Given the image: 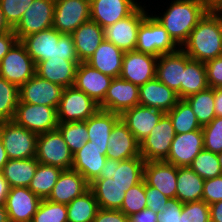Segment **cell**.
<instances>
[{
  "instance_id": "obj_1",
  "label": "cell",
  "mask_w": 222,
  "mask_h": 222,
  "mask_svg": "<svg viewBox=\"0 0 222 222\" xmlns=\"http://www.w3.org/2000/svg\"><path fill=\"white\" fill-rule=\"evenodd\" d=\"M166 11L153 17L165 28L172 40L181 47L191 31L209 11L205 0H171Z\"/></svg>"
},
{
  "instance_id": "obj_2",
  "label": "cell",
  "mask_w": 222,
  "mask_h": 222,
  "mask_svg": "<svg viewBox=\"0 0 222 222\" xmlns=\"http://www.w3.org/2000/svg\"><path fill=\"white\" fill-rule=\"evenodd\" d=\"M180 49L191 59L206 62L222 56V25L208 11L191 31Z\"/></svg>"
},
{
  "instance_id": "obj_3",
  "label": "cell",
  "mask_w": 222,
  "mask_h": 222,
  "mask_svg": "<svg viewBox=\"0 0 222 222\" xmlns=\"http://www.w3.org/2000/svg\"><path fill=\"white\" fill-rule=\"evenodd\" d=\"M148 13L140 24L137 34L136 51L159 57L173 53L180 47L172 40L165 28Z\"/></svg>"
},
{
  "instance_id": "obj_4",
  "label": "cell",
  "mask_w": 222,
  "mask_h": 222,
  "mask_svg": "<svg viewBox=\"0 0 222 222\" xmlns=\"http://www.w3.org/2000/svg\"><path fill=\"white\" fill-rule=\"evenodd\" d=\"M37 136L13 120L0 122V139L9 159L34 158Z\"/></svg>"
},
{
  "instance_id": "obj_5",
  "label": "cell",
  "mask_w": 222,
  "mask_h": 222,
  "mask_svg": "<svg viewBox=\"0 0 222 222\" xmlns=\"http://www.w3.org/2000/svg\"><path fill=\"white\" fill-rule=\"evenodd\" d=\"M35 157L41 164L62 170H69L73 165V154L57 129L37 136Z\"/></svg>"
},
{
  "instance_id": "obj_6",
  "label": "cell",
  "mask_w": 222,
  "mask_h": 222,
  "mask_svg": "<svg viewBox=\"0 0 222 222\" xmlns=\"http://www.w3.org/2000/svg\"><path fill=\"white\" fill-rule=\"evenodd\" d=\"M13 121L37 135L54 131L58 127L57 108L18 102Z\"/></svg>"
},
{
  "instance_id": "obj_7",
  "label": "cell",
  "mask_w": 222,
  "mask_h": 222,
  "mask_svg": "<svg viewBox=\"0 0 222 222\" xmlns=\"http://www.w3.org/2000/svg\"><path fill=\"white\" fill-rule=\"evenodd\" d=\"M99 110L83 91L74 86L64 88L57 108L58 123L86 121Z\"/></svg>"
},
{
  "instance_id": "obj_8",
  "label": "cell",
  "mask_w": 222,
  "mask_h": 222,
  "mask_svg": "<svg viewBox=\"0 0 222 222\" xmlns=\"http://www.w3.org/2000/svg\"><path fill=\"white\" fill-rule=\"evenodd\" d=\"M145 7L140 4L129 16L103 28L104 40L113 43L123 52L135 50L138 29L150 11H146Z\"/></svg>"
},
{
  "instance_id": "obj_9",
  "label": "cell",
  "mask_w": 222,
  "mask_h": 222,
  "mask_svg": "<svg viewBox=\"0 0 222 222\" xmlns=\"http://www.w3.org/2000/svg\"><path fill=\"white\" fill-rule=\"evenodd\" d=\"M36 74V64L17 41L0 61V77L20 87Z\"/></svg>"
},
{
  "instance_id": "obj_10",
  "label": "cell",
  "mask_w": 222,
  "mask_h": 222,
  "mask_svg": "<svg viewBox=\"0 0 222 222\" xmlns=\"http://www.w3.org/2000/svg\"><path fill=\"white\" fill-rule=\"evenodd\" d=\"M176 135L170 117L165 113L150 134L140 142V155L147 161L165 160Z\"/></svg>"
},
{
  "instance_id": "obj_11",
  "label": "cell",
  "mask_w": 222,
  "mask_h": 222,
  "mask_svg": "<svg viewBox=\"0 0 222 222\" xmlns=\"http://www.w3.org/2000/svg\"><path fill=\"white\" fill-rule=\"evenodd\" d=\"M55 0H33L21 20L13 28L18 41L53 27Z\"/></svg>"
},
{
  "instance_id": "obj_12",
  "label": "cell",
  "mask_w": 222,
  "mask_h": 222,
  "mask_svg": "<svg viewBox=\"0 0 222 222\" xmlns=\"http://www.w3.org/2000/svg\"><path fill=\"white\" fill-rule=\"evenodd\" d=\"M90 20V0H55L53 28L61 34H72Z\"/></svg>"
},
{
  "instance_id": "obj_13",
  "label": "cell",
  "mask_w": 222,
  "mask_h": 222,
  "mask_svg": "<svg viewBox=\"0 0 222 222\" xmlns=\"http://www.w3.org/2000/svg\"><path fill=\"white\" fill-rule=\"evenodd\" d=\"M64 88L37 74L19 87V101L58 108Z\"/></svg>"
},
{
  "instance_id": "obj_14",
  "label": "cell",
  "mask_w": 222,
  "mask_h": 222,
  "mask_svg": "<svg viewBox=\"0 0 222 222\" xmlns=\"http://www.w3.org/2000/svg\"><path fill=\"white\" fill-rule=\"evenodd\" d=\"M156 56L136 50L125 52L120 76L137 86L156 78Z\"/></svg>"
},
{
  "instance_id": "obj_15",
  "label": "cell",
  "mask_w": 222,
  "mask_h": 222,
  "mask_svg": "<svg viewBox=\"0 0 222 222\" xmlns=\"http://www.w3.org/2000/svg\"><path fill=\"white\" fill-rule=\"evenodd\" d=\"M137 105H139V86L121 77H115L99 109L121 115L125 110Z\"/></svg>"
},
{
  "instance_id": "obj_16",
  "label": "cell",
  "mask_w": 222,
  "mask_h": 222,
  "mask_svg": "<svg viewBox=\"0 0 222 222\" xmlns=\"http://www.w3.org/2000/svg\"><path fill=\"white\" fill-rule=\"evenodd\" d=\"M41 201L28 187L10 188L4 204L10 222H32Z\"/></svg>"
},
{
  "instance_id": "obj_17",
  "label": "cell",
  "mask_w": 222,
  "mask_h": 222,
  "mask_svg": "<svg viewBox=\"0 0 222 222\" xmlns=\"http://www.w3.org/2000/svg\"><path fill=\"white\" fill-rule=\"evenodd\" d=\"M203 149L202 129L176 134L171 143L169 155L164 161L176 167H187Z\"/></svg>"
},
{
  "instance_id": "obj_18",
  "label": "cell",
  "mask_w": 222,
  "mask_h": 222,
  "mask_svg": "<svg viewBox=\"0 0 222 222\" xmlns=\"http://www.w3.org/2000/svg\"><path fill=\"white\" fill-rule=\"evenodd\" d=\"M112 80V77L92 68L86 62H80L73 86L83 91L97 105H100L104 101Z\"/></svg>"
},
{
  "instance_id": "obj_19",
  "label": "cell",
  "mask_w": 222,
  "mask_h": 222,
  "mask_svg": "<svg viewBox=\"0 0 222 222\" xmlns=\"http://www.w3.org/2000/svg\"><path fill=\"white\" fill-rule=\"evenodd\" d=\"M138 0H90V20L102 28L129 16L141 2Z\"/></svg>"
},
{
  "instance_id": "obj_20",
  "label": "cell",
  "mask_w": 222,
  "mask_h": 222,
  "mask_svg": "<svg viewBox=\"0 0 222 222\" xmlns=\"http://www.w3.org/2000/svg\"><path fill=\"white\" fill-rule=\"evenodd\" d=\"M145 160L142 157L118 161L107 158L99 178H112L119 185L135 186L143 180Z\"/></svg>"
},
{
  "instance_id": "obj_21",
  "label": "cell",
  "mask_w": 222,
  "mask_h": 222,
  "mask_svg": "<svg viewBox=\"0 0 222 222\" xmlns=\"http://www.w3.org/2000/svg\"><path fill=\"white\" fill-rule=\"evenodd\" d=\"M108 147H97L87 141L84 146L73 154L72 170L80 173L90 184L99 178L101 169L106 163Z\"/></svg>"
},
{
  "instance_id": "obj_22",
  "label": "cell",
  "mask_w": 222,
  "mask_h": 222,
  "mask_svg": "<svg viewBox=\"0 0 222 222\" xmlns=\"http://www.w3.org/2000/svg\"><path fill=\"white\" fill-rule=\"evenodd\" d=\"M143 180L168 198H176L177 167L173 164L164 160L145 162Z\"/></svg>"
},
{
  "instance_id": "obj_23",
  "label": "cell",
  "mask_w": 222,
  "mask_h": 222,
  "mask_svg": "<svg viewBox=\"0 0 222 222\" xmlns=\"http://www.w3.org/2000/svg\"><path fill=\"white\" fill-rule=\"evenodd\" d=\"M106 157L118 161L141 157L140 143L121 118L112 128Z\"/></svg>"
},
{
  "instance_id": "obj_24",
  "label": "cell",
  "mask_w": 222,
  "mask_h": 222,
  "mask_svg": "<svg viewBox=\"0 0 222 222\" xmlns=\"http://www.w3.org/2000/svg\"><path fill=\"white\" fill-rule=\"evenodd\" d=\"M185 71V53L179 48L177 51L162 54L157 58L156 78L173 89L181 99V83Z\"/></svg>"
},
{
  "instance_id": "obj_25",
  "label": "cell",
  "mask_w": 222,
  "mask_h": 222,
  "mask_svg": "<svg viewBox=\"0 0 222 222\" xmlns=\"http://www.w3.org/2000/svg\"><path fill=\"white\" fill-rule=\"evenodd\" d=\"M164 114L161 110L137 105L125 110L120 118L140 143L150 134Z\"/></svg>"
},
{
  "instance_id": "obj_26",
  "label": "cell",
  "mask_w": 222,
  "mask_h": 222,
  "mask_svg": "<svg viewBox=\"0 0 222 222\" xmlns=\"http://www.w3.org/2000/svg\"><path fill=\"white\" fill-rule=\"evenodd\" d=\"M177 93L157 78L139 86V105L168 113L178 102Z\"/></svg>"
},
{
  "instance_id": "obj_27",
  "label": "cell",
  "mask_w": 222,
  "mask_h": 222,
  "mask_svg": "<svg viewBox=\"0 0 222 222\" xmlns=\"http://www.w3.org/2000/svg\"><path fill=\"white\" fill-rule=\"evenodd\" d=\"M89 186L86 179L77 171L63 170L47 199L67 205L88 191Z\"/></svg>"
},
{
  "instance_id": "obj_28",
  "label": "cell",
  "mask_w": 222,
  "mask_h": 222,
  "mask_svg": "<svg viewBox=\"0 0 222 222\" xmlns=\"http://www.w3.org/2000/svg\"><path fill=\"white\" fill-rule=\"evenodd\" d=\"M79 61L48 59L36 64V74L63 88L74 85Z\"/></svg>"
},
{
  "instance_id": "obj_29",
  "label": "cell",
  "mask_w": 222,
  "mask_h": 222,
  "mask_svg": "<svg viewBox=\"0 0 222 222\" xmlns=\"http://www.w3.org/2000/svg\"><path fill=\"white\" fill-rule=\"evenodd\" d=\"M71 35L79 62H87L104 41V29L92 20L81 24Z\"/></svg>"
},
{
  "instance_id": "obj_30",
  "label": "cell",
  "mask_w": 222,
  "mask_h": 222,
  "mask_svg": "<svg viewBox=\"0 0 222 222\" xmlns=\"http://www.w3.org/2000/svg\"><path fill=\"white\" fill-rule=\"evenodd\" d=\"M124 54L125 52L113 43L104 40L86 63L101 73L115 78L120 76Z\"/></svg>"
},
{
  "instance_id": "obj_31",
  "label": "cell",
  "mask_w": 222,
  "mask_h": 222,
  "mask_svg": "<svg viewBox=\"0 0 222 222\" xmlns=\"http://www.w3.org/2000/svg\"><path fill=\"white\" fill-rule=\"evenodd\" d=\"M133 186H122L112 178H97L90 183L100 209L120 210L125 192Z\"/></svg>"
},
{
  "instance_id": "obj_32",
  "label": "cell",
  "mask_w": 222,
  "mask_h": 222,
  "mask_svg": "<svg viewBox=\"0 0 222 222\" xmlns=\"http://www.w3.org/2000/svg\"><path fill=\"white\" fill-rule=\"evenodd\" d=\"M62 34L53 27L24 37L20 42L35 64L53 56L54 40H59Z\"/></svg>"
},
{
  "instance_id": "obj_33",
  "label": "cell",
  "mask_w": 222,
  "mask_h": 222,
  "mask_svg": "<svg viewBox=\"0 0 222 222\" xmlns=\"http://www.w3.org/2000/svg\"><path fill=\"white\" fill-rule=\"evenodd\" d=\"M120 114L99 109L85 122L88 131V140L97 147H108V139Z\"/></svg>"
},
{
  "instance_id": "obj_34",
  "label": "cell",
  "mask_w": 222,
  "mask_h": 222,
  "mask_svg": "<svg viewBox=\"0 0 222 222\" xmlns=\"http://www.w3.org/2000/svg\"><path fill=\"white\" fill-rule=\"evenodd\" d=\"M204 179L189 166L177 167L176 198L181 203L202 200Z\"/></svg>"
},
{
  "instance_id": "obj_35",
  "label": "cell",
  "mask_w": 222,
  "mask_h": 222,
  "mask_svg": "<svg viewBox=\"0 0 222 222\" xmlns=\"http://www.w3.org/2000/svg\"><path fill=\"white\" fill-rule=\"evenodd\" d=\"M209 88L204 62L191 59L185 53V71L181 83V99Z\"/></svg>"
},
{
  "instance_id": "obj_36",
  "label": "cell",
  "mask_w": 222,
  "mask_h": 222,
  "mask_svg": "<svg viewBox=\"0 0 222 222\" xmlns=\"http://www.w3.org/2000/svg\"><path fill=\"white\" fill-rule=\"evenodd\" d=\"M36 157L28 159H9L1 174L12 187H28L38 165Z\"/></svg>"
},
{
  "instance_id": "obj_37",
  "label": "cell",
  "mask_w": 222,
  "mask_h": 222,
  "mask_svg": "<svg viewBox=\"0 0 222 222\" xmlns=\"http://www.w3.org/2000/svg\"><path fill=\"white\" fill-rule=\"evenodd\" d=\"M68 222H93L99 208L98 202L89 189L67 205Z\"/></svg>"
},
{
  "instance_id": "obj_38",
  "label": "cell",
  "mask_w": 222,
  "mask_h": 222,
  "mask_svg": "<svg viewBox=\"0 0 222 222\" xmlns=\"http://www.w3.org/2000/svg\"><path fill=\"white\" fill-rule=\"evenodd\" d=\"M63 170L38 163L28 188L41 199H47Z\"/></svg>"
},
{
  "instance_id": "obj_39",
  "label": "cell",
  "mask_w": 222,
  "mask_h": 222,
  "mask_svg": "<svg viewBox=\"0 0 222 222\" xmlns=\"http://www.w3.org/2000/svg\"><path fill=\"white\" fill-rule=\"evenodd\" d=\"M166 114L170 117L176 134L202 129L191 106L185 99H179L177 104Z\"/></svg>"
},
{
  "instance_id": "obj_40",
  "label": "cell",
  "mask_w": 222,
  "mask_h": 222,
  "mask_svg": "<svg viewBox=\"0 0 222 222\" xmlns=\"http://www.w3.org/2000/svg\"><path fill=\"white\" fill-rule=\"evenodd\" d=\"M196 115L201 127L209 124L215 117L214 88L192 94L185 98Z\"/></svg>"
},
{
  "instance_id": "obj_41",
  "label": "cell",
  "mask_w": 222,
  "mask_h": 222,
  "mask_svg": "<svg viewBox=\"0 0 222 222\" xmlns=\"http://www.w3.org/2000/svg\"><path fill=\"white\" fill-rule=\"evenodd\" d=\"M19 102V87L0 77V122L14 118Z\"/></svg>"
},
{
  "instance_id": "obj_42",
  "label": "cell",
  "mask_w": 222,
  "mask_h": 222,
  "mask_svg": "<svg viewBox=\"0 0 222 222\" xmlns=\"http://www.w3.org/2000/svg\"><path fill=\"white\" fill-rule=\"evenodd\" d=\"M57 130L61 133L72 154L80 150L88 141L85 121L59 123Z\"/></svg>"
},
{
  "instance_id": "obj_43",
  "label": "cell",
  "mask_w": 222,
  "mask_h": 222,
  "mask_svg": "<svg viewBox=\"0 0 222 222\" xmlns=\"http://www.w3.org/2000/svg\"><path fill=\"white\" fill-rule=\"evenodd\" d=\"M189 167L204 180L222 175L217 153L205 149L199 152Z\"/></svg>"
},
{
  "instance_id": "obj_44",
  "label": "cell",
  "mask_w": 222,
  "mask_h": 222,
  "mask_svg": "<svg viewBox=\"0 0 222 222\" xmlns=\"http://www.w3.org/2000/svg\"><path fill=\"white\" fill-rule=\"evenodd\" d=\"M32 222H68L67 206L48 199H42Z\"/></svg>"
},
{
  "instance_id": "obj_45",
  "label": "cell",
  "mask_w": 222,
  "mask_h": 222,
  "mask_svg": "<svg viewBox=\"0 0 222 222\" xmlns=\"http://www.w3.org/2000/svg\"><path fill=\"white\" fill-rule=\"evenodd\" d=\"M146 205L145 181L142 180L125 192L120 211L129 217L147 208Z\"/></svg>"
},
{
  "instance_id": "obj_46",
  "label": "cell",
  "mask_w": 222,
  "mask_h": 222,
  "mask_svg": "<svg viewBox=\"0 0 222 222\" xmlns=\"http://www.w3.org/2000/svg\"><path fill=\"white\" fill-rule=\"evenodd\" d=\"M204 149L213 153L222 152V117H215L202 127Z\"/></svg>"
},
{
  "instance_id": "obj_47",
  "label": "cell",
  "mask_w": 222,
  "mask_h": 222,
  "mask_svg": "<svg viewBox=\"0 0 222 222\" xmlns=\"http://www.w3.org/2000/svg\"><path fill=\"white\" fill-rule=\"evenodd\" d=\"M180 222H211L209 205L203 200L183 203Z\"/></svg>"
},
{
  "instance_id": "obj_48",
  "label": "cell",
  "mask_w": 222,
  "mask_h": 222,
  "mask_svg": "<svg viewBox=\"0 0 222 222\" xmlns=\"http://www.w3.org/2000/svg\"><path fill=\"white\" fill-rule=\"evenodd\" d=\"M33 0H0V8L8 24L14 28Z\"/></svg>"
},
{
  "instance_id": "obj_49",
  "label": "cell",
  "mask_w": 222,
  "mask_h": 222,
  "mask_svg": "<svg viewBox=\"0 0 222 222\" xmlns=\"http://www.w3.org/2000/svg\"><path fill=\"white\" fill-rule=\"evenodd\" d=\"M50 59L79 61L71 34H62L59 40H54L53 56Z\"/></svg>"
},
{
  "instance_id": "obj_50",
  "label": "cell",
  "mask_w": 222,
  "mask_h": 222,
  "mask_svg": "<svg viewBox=\"0 0 222 222\" xmlns=\"http://www.w3.org/2000/svg\"><path fill=\"white\" fill-rule=\"evenodd\" d=\"M202 200L208 205L222 200V175L204 180Z\"/></svg>"
},
{
  "instance_id": "obj_51",
  "label": "cell",
  "mask_w": 222,
  "mask_h": 222,
  "mask_svg": "<svg viewBox=\"0 0 222 222\" xmlns=\"http://www.w3.org/2000/svg\"><path fill=\"white\" fill-rule=\"evenodd\" d=\"M209 88H222V56L205 62Z\"/></svg>"
},
{
  "instance_id": "obj_52",
  "label": "cell",
  "mask_w": 222,
  "mask_h": 222,
  "mask_svg": "<svg viewBox=\"0 0 222 222\" xmlns=\"http://www.w3.org/2000/svg\"><path fill=\"white\" fill-rule=\"evenodd\" d=\"M145 194L147 208L153 210L156 213H161L164 207H167L169 201L171 200L165 196L161 191L155 187H151L145 183Z\"/></svg>"
},
{
  "instance_id": "obj_53",
  "label": "cell",
  "mask_w": 222,
  "mask_h": 222,
  "mask_svg": "<svg viewBox=\"0 0 222 222\" xmlns=\"http://www.w3.org/2000/svg\"><path fill=\"white\" fill-rule=\"evenodd\" d=\"M183 203L177 199H171L167 205L158 213V222H180Z\"/></svg>"
},
{
  "instance_id": "obj_54",
  "label": "cell",
  "mask_w": 222,
  "mask_h": 222,
  "mask_svg": "<svg viewBox=\"0 0 222 222\" xmlns=\"http://www.w3.org/2000/svg\"><path fill=\"white\" fill-rule=\"evenodd\" d=\"M93 222H129V217L120 210L99 209Z\"/></svg>"
},
{
  "instance_id": "obj_55",
  "label": "cell",
  "mask_w": 222,
  "mask_h": 222,
  "mask_svg": "<svg viewBox=\"0 0 222 222\" xmlns=\"http://www.w3.org/2000/svg\"><path fill=\"white\" fill-rule=\"evenodd\" d=\"M18 41L13 31L0 33V61Z\"/></svg>"
},
{
  "instance_id": "obj_56",
  "label": "cell",
  "mask_w": 222,
  "mask_h": 222,
  "mask_svg": "<svg viewBox=\"0 0 222 222\" xmlns=\"http://www.w3.org/2000/svg\"><path fill=\"white\" fill-rule=\"evenodd\" d=\"M158 213L145 208L138 213L129 216V222H158Z\"/></svg>"
},
{
  "instance_id": "obj_57",
  "label": "cell",
  "mask_w": 222,
  "mask_h": 222,
  "mask_svg": "<svg viewBox=\"0 0 222 222\" xmlns=\"http://www.w3.org/2000/svg\"><path fill=\"white\" fill-rule=\"evenodd\" d=\"M211 222H222V200L209 205Z\"/></svg>"
},
{
  "instance_id": "obj_58",
  "label": "cell",
  "mask_w": 222,
  "mask_h": 222,
  "mask_svg": "<svg viewBox=\"0 0 222 222\" xmlns=\"http://www.w3.org/2000/svg\"><path fill=\"white\" fill-rule=\"evenodd\" d=\"M214 111L216 117H222V90L214 89Z\"/></svg>"
},
{
  "instance_id": "obj_59",
  "label": "cell",
  "mask_w": 222,
  "mask_h": 222,
  "mask_svg": "<svg viewBox=\"0 0 222 222\" xmlns=\"http://www.w3.org/2000/svg\"><path fill=\"white\" fill-rule=\"evenodd\" d=\"M10 190V186L4 176L0 173V205L5 204L6 197Z\"/></svg>"
},
{
  "instance_id": "obj_60",
  "label": "cell",
  "mask_w": 222,
  "mask_h": 222,
  "mask_svg": "<svg viewBox=\"0 0 222 222\" xmlns=\"http://www.w3.org/2000/svg\"><path fill=\"white\" fill-rule=\"evenodd\" d=\"M209 11L220 21L222 25V0L215 2L210 8Z\"/></svg>"
},
{
  "instance_id": "obj_61",
  "label": "cell",
  "mask_w": 222,
  "mask_h": 222,
  "mask_svg": "<svg viewBox=\"0 0 222 222\" xmlns=\"http://www.w3.org/2000/svg\"><path fill=\"white\" fill-rule=\"evenodd\" d=\"M13 31V28L8 24L4 14L0 8V33Z\"/></svg>"
},
{
  "instance_id": "obj_62",
  "label": "cell",
  "mask_w": 222,
  "mask_h": 222,
  "mask_svg": "<svg viewBox=\"0 0 222 222\" xmlns=\"http://www.w3.org/2000/svg\"><path fill=\"white\" fill-rule=\"evenodd\" d=\"M9 160L7 153L5 151V148L3 146V143L0 139V173L2 171V168L4 167V165L7 163V161Z\"/></svg>"
},
{
  "instance_id": "obj_63",
  "label": "cell",
  "mask_w": 222,
  "mask_h": 222,
  "mask_svg": "<svg viewBox=\"0 0 222 222\" xmlns=\"http://www.w3.org/2000/svg\"><path fill=\"white\" fill-rule=\"evenodd\" d=\"M0 222H10L7 210L4 205H0Z\"/></svg>"
},
{
  "instance_id": "obj_64",
  "label": "cell",
  "mask_w": 222,
  "mask_h": 222,
  "mask_svg": "<svg viewBox=\"0 0 222 222\" xmlns=\"http://www.w3.org/2000/svg\"><path fill=\"white\" fill-rule=\"evenodd\" d=\"M218 0H205V3L208 5V7L210 8L215 2H217Z\"/></svg>"
},
{
  "instance_id": "obj_65",
  "label": "cell",
  "mask_w": 222,
  "mask_h": 222,
  "mask_svg": "<svg viewBox=\"0 0 222 222\" xmlns=\"http://www.w3.org/2000/svg\"><path fill=\"white\" fill-rule=\"evenodd\" d=\"M217 156H218L219 163H220L221 170H222V152L218 153Z\"/></svg>"
}]
</instances>
